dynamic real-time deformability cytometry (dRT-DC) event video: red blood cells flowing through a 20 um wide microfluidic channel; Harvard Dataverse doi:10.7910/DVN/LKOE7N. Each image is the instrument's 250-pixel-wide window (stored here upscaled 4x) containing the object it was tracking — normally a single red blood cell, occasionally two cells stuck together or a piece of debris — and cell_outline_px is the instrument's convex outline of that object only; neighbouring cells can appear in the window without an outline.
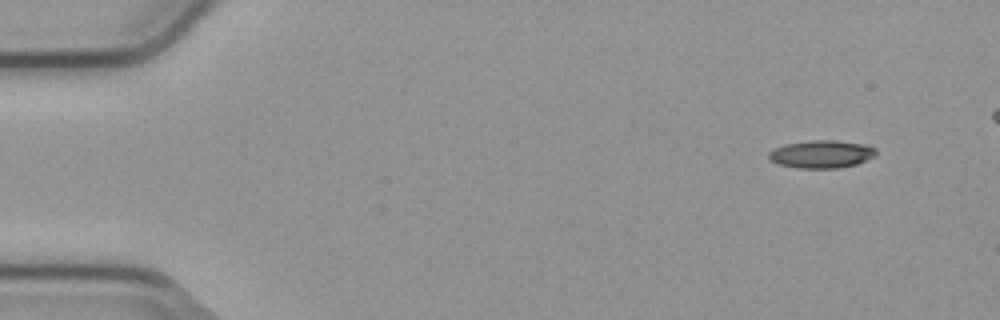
{"species": "common noctule bat (a hibernating species)", "species_latin": "Nyctalus noctula", "temperature_condition": "cold", "stored_images_in_passage": 5, "camera_frame_rate_fps": 3000, "um_per_image_px": 0.085, "animal": {"sex": "male", "body_mass_g": 23.1, "forearm_length_mm": 52.7}, "frame": {"image": 1, "passage_image": 1, "time_ms": 0.0, "image_size_px": [1000, 320], "cell_outline_px": [[876, 156], [856, 164], [836, 168], [800, 168], [776, 164], [768, 156], [768, 152], [784, 144], [812, 140], [832, 140], [868, 144], [876, 148]], "centroid_in_image_um": [69.85, 13.09], "position_along_channel_um": 15.1, "area_um2": 17.4}}